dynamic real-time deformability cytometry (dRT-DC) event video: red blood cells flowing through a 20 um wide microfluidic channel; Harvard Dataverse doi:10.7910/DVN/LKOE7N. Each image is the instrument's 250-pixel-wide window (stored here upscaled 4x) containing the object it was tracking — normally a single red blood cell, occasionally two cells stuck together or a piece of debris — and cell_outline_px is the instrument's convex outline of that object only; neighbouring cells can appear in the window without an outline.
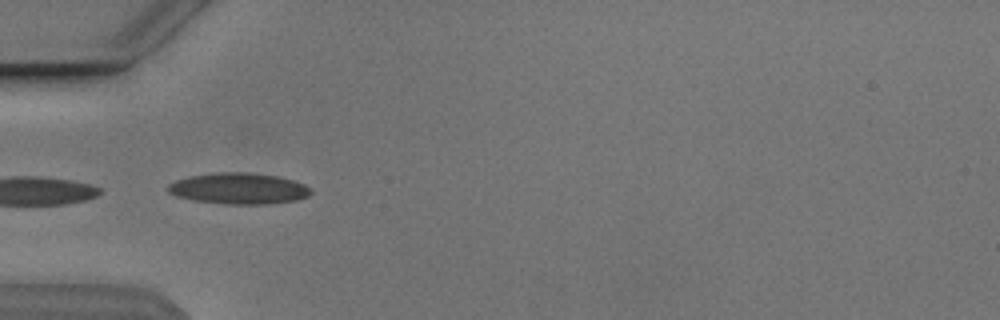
{"species": "Egyptian fruit bat (a non-hibernating species)", "species_latin": "Rousettus aegyptiacus", "temperature_condition": "cold", "stored_images_in_passage": 16, "camera_frame_rate_fps": 3000, "um_per_image_px": 0.085, "animal": {"sex": "male"}, "frame": {"image": 1, "passage_image": 9, "time_ms": 2.667, "image_size_px": [1000, 320], "cell_outline_px": [[312, 192], [308, 196], [296, 200], [268, 204], [224, 204], [192, 200], [176, 196], [168, 192], [168, 184], [176, 180], [188, 176], [216, 172], [248, 172], [276, 176], [292, 180], [304, 184]], "centroid_in_image_um": [20.26, 16.02], "position_along_channel_um": 64.7, "area_um2": 25.95}}